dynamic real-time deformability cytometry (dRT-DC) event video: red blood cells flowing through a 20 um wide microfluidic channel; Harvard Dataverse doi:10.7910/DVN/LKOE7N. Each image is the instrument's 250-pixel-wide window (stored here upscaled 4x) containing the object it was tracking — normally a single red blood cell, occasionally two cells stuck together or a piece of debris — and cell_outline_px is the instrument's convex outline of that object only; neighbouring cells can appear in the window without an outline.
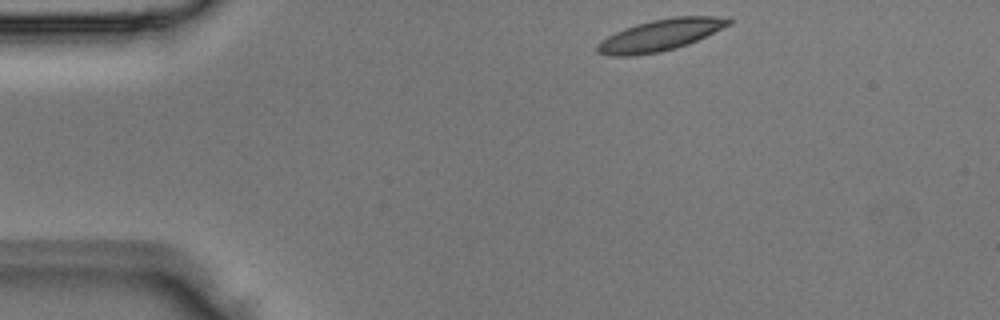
{"species": "Egyptian fruit bat (a non-hibernating species)", "species_latin": "Rousettus aegyptiacus", "temperature_condition": "room temperature", "stored_images_in_passage": 2, "camera_frame_rate_fps": 3000, "um_per_image_px": 0.085, "animal": {"sex": "male"}, "frame": {"image": 1, "passage_image": 1, "time_ms": 0.0, "image_size_px": [1000, 320], "cell_outline_px": [[732, 24], [688, 44], [676, 48], [660, 52], [632, 56], [608, 56], [596, 52], [596, 44], [608, 36], [624, 28], [636, 24], [652, 20], [672, 16], [712, 16], [732, 20]], "centroid_in_image_um": [56.09, 2.99], "position_along_channel_um": 28.9, "area_um2": 24.1}}